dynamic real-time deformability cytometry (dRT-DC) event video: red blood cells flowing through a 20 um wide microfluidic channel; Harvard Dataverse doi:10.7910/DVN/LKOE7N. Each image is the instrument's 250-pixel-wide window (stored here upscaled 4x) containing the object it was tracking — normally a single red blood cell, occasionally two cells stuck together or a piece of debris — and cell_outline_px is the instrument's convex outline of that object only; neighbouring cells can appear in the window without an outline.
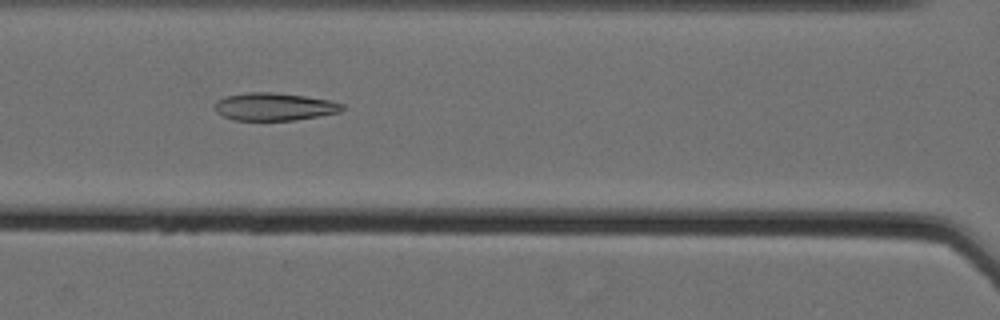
{"species": "Egyptian fruit bat (a non-hibernating species)", "species_latin": "Rousettus aegyptiacus", "temperature_condition": "cold", "stored_images_in_passage": 41, "camera_frame_rate_fps": 3000, "um_per_image_px": 0.085, "animal": {"sex": "female"}, "frame": {"image": 1, "passage_image": 11, "time_ms": 3.333, "image_size_px": [1000, 320], "cell_outline_px": [[344, 108], [340, 112], [296, 120], [232, 120], [216, 112], [216, 100], [224, 96], [248, 92], [272, 92], [304, 96], [332, 100], [344, 104]], "centroid_in_image_um": [23.32, 9.06], "position_along_channel_um": 143.3, "area_um2": 20.63}}
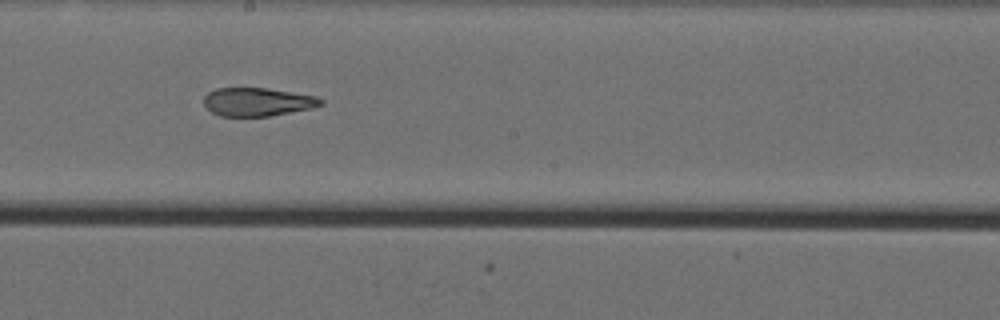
{"frame": {"image": 2, "passage_image": 18, "time_ms": 5.667, "image_size_px": [1000, 320], "cell_outline_px": [[324, 104], [312, 108], [268, 116], [220, 116], [212, 112], [204, 104], [204, 96], [208, 92], [216, 88], [268, 88], [316, 96], [324, 100]], "centroid_in_image_um": [21.89, 8.65], "position_along_channel_um": 226.3, "area_um2": 19.31}}
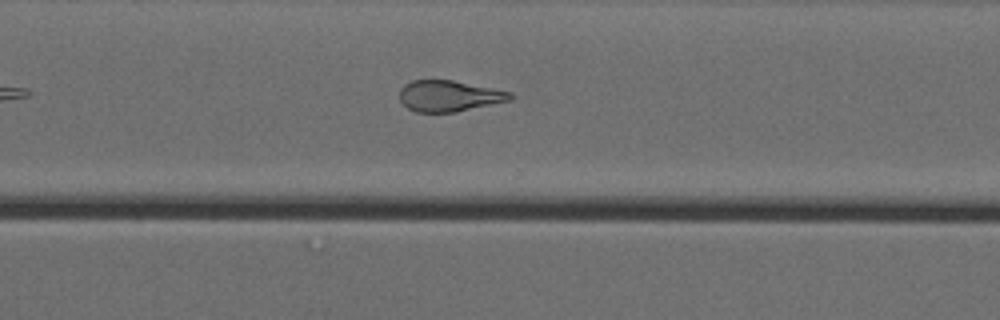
{"frame": {"image": 3, "passage_image": 27, "time_ms": 8.667, "image_size_px": [1000, 320], "cell_outline_px": [[512, 100], [456, 112], [416, 112], [408, 108], [400, 100], [400, 88], [404, 84], [412, 80], [452, 80], [512, 92]], "centroid_in_image_um": [38.17, 8.16], "position_along_channel_um": 332.4, "area_um2": 20.0}, "authors_computed_cell_mechanics": {"area_um2": 21.2704, "velocity_mm_per_s": 3.5567, "shape_relaxation_time_tau1_ms": null, "shape_relaxation_time_tau2_ms": 2.9571, "deformation_change_tau1": null, "deformation_change_tau2": 0.1052}}